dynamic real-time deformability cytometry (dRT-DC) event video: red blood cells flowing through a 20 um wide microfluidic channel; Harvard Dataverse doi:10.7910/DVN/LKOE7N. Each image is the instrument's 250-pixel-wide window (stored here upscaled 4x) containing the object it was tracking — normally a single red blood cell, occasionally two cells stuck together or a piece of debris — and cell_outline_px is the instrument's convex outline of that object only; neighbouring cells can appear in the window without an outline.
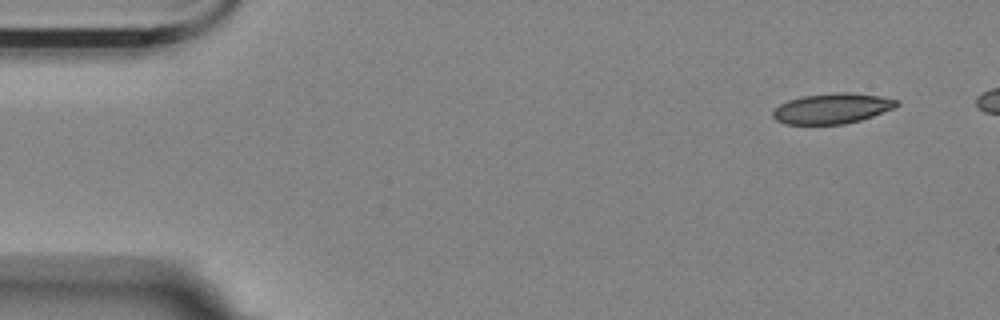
{"species": "Egyptian fruit bat (a non-hibernating species)", "species_latin": "Rousettus aegyptiacus", "temperature_condition": "room temperature", "stored_images_in_passage": 5, "camera_frame_rate_fps": 3000, "um_per_image_px": 0.085, "animal": {"sex": "female"}, "frame": {"image": 1, "passage_image": 1, "time_ms": 0.0, "image_size_px": [1000, 320], "cell_outline_px": [[900, 104], [896, 108], [860, 120], [844, 124], [784, 124], [776, 120], [772, 116], [772, 112], [780, 104], [788, 100], [800, 96], [832, 92], [852, 92], [880, 96], [900, 100]], "centroid_in_image_um": [70.75, 9.2], "position_along_channel_um": 14.2, "area_um2": 22.2}}